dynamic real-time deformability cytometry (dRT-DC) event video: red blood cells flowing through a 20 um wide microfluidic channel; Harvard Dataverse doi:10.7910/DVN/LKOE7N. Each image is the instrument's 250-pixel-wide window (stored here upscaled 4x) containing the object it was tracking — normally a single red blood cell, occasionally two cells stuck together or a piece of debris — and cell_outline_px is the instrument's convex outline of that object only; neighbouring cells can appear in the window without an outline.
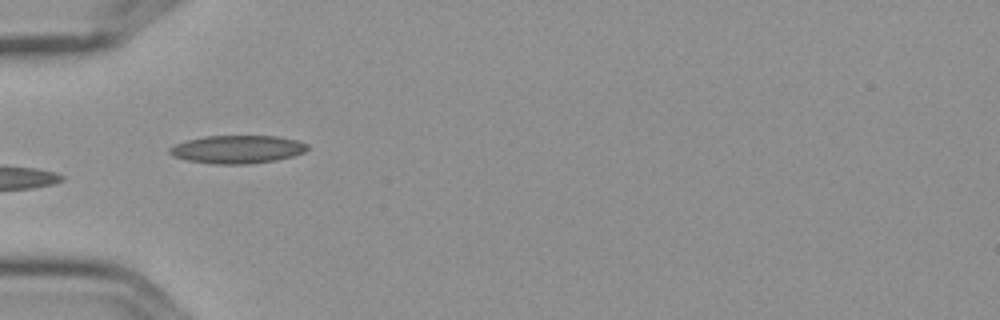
{"species": "Egyptian fruit bat (a non-hibernating species)", "species_latin": "Rousettus aegyptiacus", "temperature_condition": "cold", "stored_images_in_passage": 10, "camera_frame_rate_fps": 3000, "um_per_image_px": 0.085, "frame": {"image": 1, "passage_image": 6, "time_ms": 1.667, "image_size_px": [1000, 320], "cell_outline_px": [[308, 148], [304, 152], [292, 156], [276, 160], [248, 164], [212, 164], [188, 160], [172, 156], [168, 152], [168, 148], [176, 144], [188, 140], [204, 136], [280, 136], [296, 140], [308, 144]], "centroid_in_image_um": [20.17, 12.69], "position_along_channel_um": 64.8, "area_um2": 22.54}}
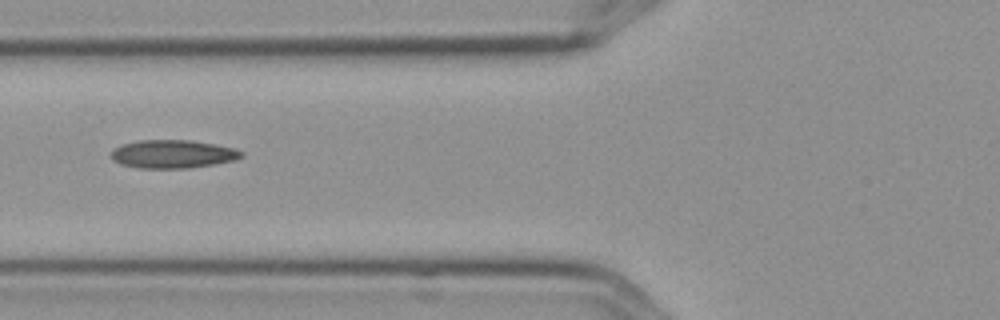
{"frame": {"image": 2, "passage_image": 7, "time_ms": 2.0, "image_size_px": [1000, 320], "cell_outline_px": [[244, 156], [236, 160], [188, 168], [140, 168], [120, 164], [112, 160], [112, 148], [120, 144], [140, 140], [192, 140], [236, 148], [244, 152]], "centroid_in_image_um": [14.69, 13.08], "position_along_channel_um": 111.1, "area_um2": 21.62}}
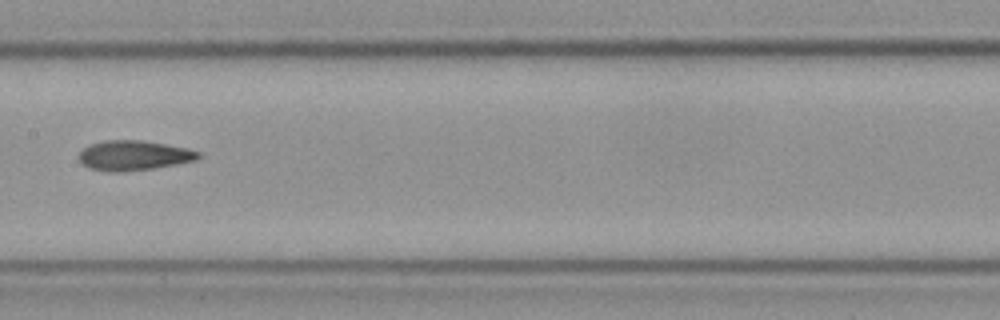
{"frame": {"image": 3, "passage_image": 9, "time_ms": 2.667, "image_size_px": [1000, 320], "cell_outline_px": [[200, 156], [196, 160], [176, 164], [152, 168], [120, 172], [108, 172], [88, 168], [80, 160], [80, 152], [84, 148], [92, 144], [104, 140], [140, 140], [188, 148], [200, 152]], "centroid_in_image_um": [11.37, 13.21], "position_along_channel_um": 196.0, "area_um2": 20.58}}